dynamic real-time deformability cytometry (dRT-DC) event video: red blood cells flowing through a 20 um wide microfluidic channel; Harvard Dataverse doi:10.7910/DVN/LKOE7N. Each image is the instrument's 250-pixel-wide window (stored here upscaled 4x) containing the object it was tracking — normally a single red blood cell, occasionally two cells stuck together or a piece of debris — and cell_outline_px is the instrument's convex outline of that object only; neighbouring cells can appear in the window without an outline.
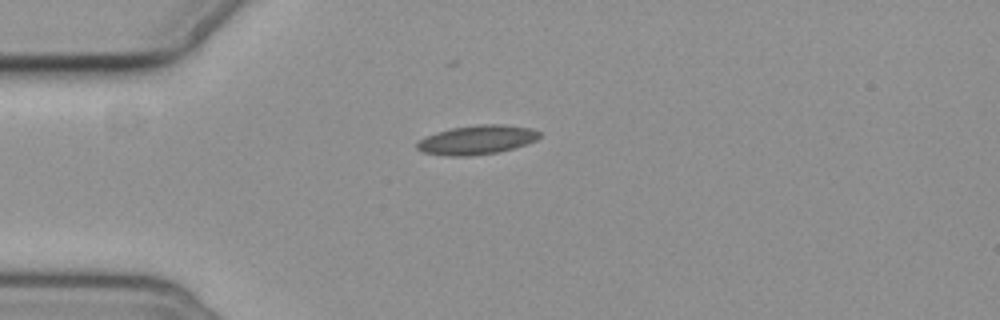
{"species": "common noctule bat (a hibernating species)", "species_latin": "Nyctalus noctula", "temperature_condition": "cold", "stored_images_in_passage": 6, "camera_frame_rate_fps": 3000, "um_per_image_px": 0.085, "animal": {"sex": "female", "body_mass_g": 19.3, "forearm_length_mm": 54.1}, "frame": {"image": 1, "passage_image": 1, "time_ms": 0.0, "image_size_px": [1000, 320], "cell_outline_px": [[540, 136], [536, 140], [500, 152], [472, 156], [448, 156], [424, 152], [416, 148], [416, 144], [420, 140], [436, 132], [452, 128], [476, 124], [504, 124], [532, 128], [540, 132]], "centroid_in_image_um": [40.55, 11.88], "position_along_channel_um": 44.5, "area_um2": 20.75}}
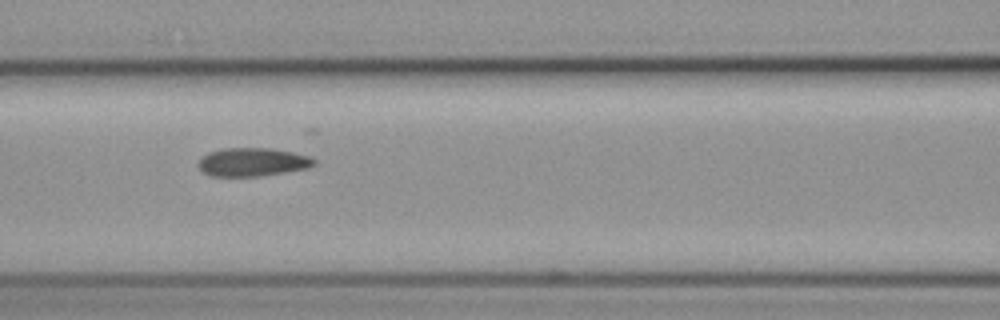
{"frame": {"image": 2, "passage_image": 4, "time_ms": 3.333, "image_size_px": [1000, 320], "cell_outline_px": [[316, 164], [308, 168], [260, 176], [208, 176], [200, 172], [196, 164], [208, 152], [224, 148], [268, 148], [292, 152], [308, 156], [316, 160]], "centroid_in_image_um": [21.41, 13.78], "position_along_channel_um": 145.2, "area_um2": 19.25}}
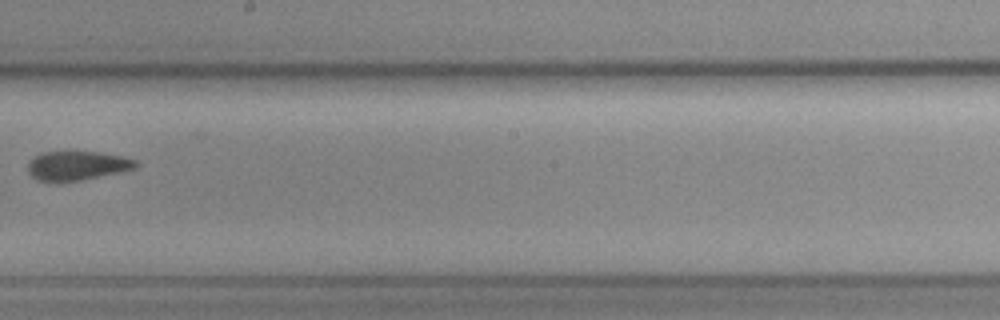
{"frame": {"image": 3, "passage_image": 6, "time_ms": 6.0, "image_size_px": [1000, 320], "cell_outline_px": [[140, 164], [136, 168], [120, 172], [80, 180], [56, 184], [36, 180], [28, 172], [28, 160], [40, 152], [72, 148], [100, 152], [124, 156], [136, 160]], "centroid_in_image_um": [6.5, 14.04], "position_along_channel_um": 241.7, "area_um2": 19.71}}